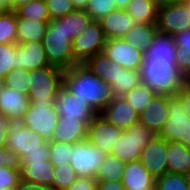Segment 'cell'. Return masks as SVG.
Masks as SVG:
<instances>
[{"label":"cell","instance_id":"obj_51","mask_svg":"<svg viewBox=\"0 0 190 190\" xmlns=\"http://www.w3.org/2000/svg\"><path fill=\"white\" fill-rule=\"evenodd\" d=\"M9 120L0 113V148L5 147Z\"/></svg>","mask_w":190,"mask_h":190},{"label":"cell","instance_id":"obj_55","mask_svg":"<svg viewBox=\"0 0 190 190\" xmlns=\"http://www.w3.org/2000/svg\"><path fill=\"white\" fill-rule=\"evenodd\" d=\"M10 10V0H0V11Z\"/></svg>","mask_w":190,"mask_h":190},{"label":"cell","instance_id":"obj_52","mask_svg":"<svg viewBox=\"0 0 190 190\" xmlns=\"http://www.w3.org/2000/svg\"><path fill=\"white\" fill-rule=\"evenodd\" d=\"M34 0H10V10L15 11L18 7Z\"/></svg>","mask_w":190,"mask_h":190},{"label":"cell","instance_id":"obj_13","mask_svg":"<svg viewBox=\"0 0 190 190\" xmlns=\"http://www.w3.org/2000/svg\"><path fill=\"white\" fill-rule=\"evenodd\" d=\"M58 118L54 105L39 107L31 102L21 123L49 141L53 135Z\"/></svg>","mask_w":190,"mask_h":190},{"label":"cell","instance_id":"obj_56","mask_svg":"<svg viewBox=\"0 0 190 190\" xmlns=\"http://www.w3.org/2000/svg\"><path fill=\"white\" fill-rule=\"evenodd\" d=\"M164 2H169V3H188V4H190V0H165Z\"/></svg>","mask_w":190,"mask_h":190},{"label":"cell","instance_id":"obj_49","mask_svg":"<svg viewBox=\"0 0 190 190\" xmlns=\"http://www.w3.org/2000/svg\"><path fill=\"white\" fill-rule=\"evenodd\" d=\"M16 190H52L50 187L20 179Z\"/></svg>","mask_w":190,"mask_h":190},{"label":"cell","instance_id":"obj_35","mask_svg":"<svg viewBox=\"0 0 190 190\" xmlns=\"http://www.w3.org/2000/svg\"><path fill=\"white\" fill-rule=\"evenodd\" d=\"M17 43V21L13 10L0 11V44Z\"/></svg>","mask_w":190,"mask_h":190},{"label":"cell","instance_id":"obj_25","mask_svg":"<svg viewBox=\"0 0 190 190\" xmlns=\"http://www.w3.org/2000/svg\"><path fill=\"white\" fill-rule=\"evenodd\" d=\"M93 75L100 78V80L108 87L116 79L118 64L111 61L103 52L90 57L84 64H82Z\"/></svg>","mask_w":190,"mask_h":190},{"label":"cell","instance_id":"obj_53","mask_svg":"<svg viewBox=\"0 0 190 190\" xmlns=\"http://www.w3.org/2000/svg\"><path fill=\"white\" fill-rule=\"evenodd\" d=\"M89 0H72L75 10H85Z\"/></svg>","mask_w":190,"mask_h":190},{"label":"cell","instance_id":"obj_34","mask_svg":"<svg viewBox=\"0 0 190 190\" xmlns=\"http://www.w3.org/2000/svg\"><path fill=\"white\" fill-rule=\"evenodd\" d=\"M16 18H25L32 21L50 22L51 18L45 0H34L18 7Z\"/></svg>","mask_w":190,"mask_h":190},{"label":"cell","instance_id":"obj_30","mask_svg":"<svg viewBox=\"0 0 190 190\" xmlns=\"http://www.w3.org/2000/svg\"><path fill=\"white\" fill-rule=\"evenodd\" d=\"M64 24V31L71 42L81 36L94 21L85 10H75L60 17Z\"/></svg>","mask_w":190,"mask_h":190},{"label":"cell","instance_id":"obj_37","mask_svg":"<svg viewBox=\"0 0 190 190\" xmlns=\"http://www.w3.org/2000/svg\"><path fill=\"white\" fill-rule=\"evenodd\" d=\"M155 95V92L151 91L145 85L140 84L127 92L124 98L138 113H140Z\"/></svg>","mask_w":190,"mask_h":190},{"label":"cell","instance_id":"obj_31","mask_svg":"<svg viewBox=\"0 0 190 190\" xmlns=\"http://www.w3.org/2000/svg\"><path fill=\"white\" fill-rule=\"evenodd\" d=\"M17 43L41 42L49 22L32 21L25 18H16Z\"/></svg>","mask_w":190,"mask_h":190},{"label":"cell","instance_id":"obj_33","mask_svg":"<svg viewBox=\"0 0 190 190\" xmlns=\"http://www.w3.org/2000/svg\"><path fill=\"white\" fill-rule=\"evenodd\" d=\"M126 163L112 154H106L102 164L98 168L94 179L97 182L117 181L121 180Z\"/></svg>","mask_w":190,"mask_h":190},{"label":"cell","instance_id":"obj_54","mask_svg":"<svg viewBox=\"0 0 190 190\" xmlns=\"http://www.w3.org/2000/svg\"><path fill=\"white\" fill-rule=\"evenodd\" d=\"M131 0H113L116 9L125 10Z\"/></svg>","mask_w":190,"mask_h":190},{"label":"cell","instance_id":"obj_12","mask_svg":"<svg viewBox=\"0 0 190 190\" xmlns=\"http://www.w3.org/2000/svg\"><path fill=\"white\" fill-rule=\"evenodd\" d=\"M103 53L113 62L125 69L140 71L144 54L135 45L122 38L106 40Z\"/></svg>","mask_w":190,"mask_h":190},{"label":"cell","instance_id":"obj_17","mask_svg":"<svg viewBox=\"0 0 190 190\" xmlns=\"http://www.w3.org/2000/svg\"><path fill=\"white\" fill-rule=\"evenodd\" d=\"M169 95L156 94L139 113L138 121L159 135L168 120Z\"/></svg>","mask_w":190,"mask_h":190},{"label":"cell","instance_id":"obj_28","mask_svg":"<svg viewBox=\"0 0 190 190\" xmlns=\"http://www.w3.org/2000/svg\"><path fill=\"white\" fill-rule=\"evenodd\" d=\"M141 84L140 71L125 69L119 65L116 79L108 87L109 95L113 98L124 97L127 92Z\"/></svg>","mask_w":190,"mask_h":190},{"label":"cell","instance_id":"obj_57","mask_svg":"<svg viewBox=\"0 0 190 190\" xmlns=\"http://www.w3.org/2000/svg\"><path fill=\"white\" fill-rule=\"evenodd\" d=\"M3 78L0 77V89L3 87Z\"/></svg>","mask_w":190,"mask_h":190},{"label":"cell","instance_id":"obj_38","mask_svg":"<svg viewBox=\"0 0 190 190\" xmlns=\"http://www.w3.org/2000/svg\"><path fill=\"white\" fill-rule=\"evenodd\" d=\"M3 84L8 88L15 89L21 94H28L30 88L29 70L14 68L3 79Z\"/></svg>","mask_w":190,"mask_h":190},{"label":"cell","instance_id":"obj_3","mask_svg":"<svg viewBox=\"0 0 190 190\" xmlns=\"http://www.w3.org/2000/svg\"><path fill=\"white\" fill-rule=\"evenodd\" d=\"M47 61L51 66L64 71L79 65L72 52V42L64 31V24L60 20L51 19L46 33L41 41Z\"/></svg>","mask_w":190,"mask_h":190},{"label":"cell","instance_id":"obj_11","mask_svg":"<svg viewBox=\"0 0 190 190\" xmlns=\"http://www.w3.org/2000/svg\"><path fill=\"white\" fill-rule=\"evenodd\" d=\"M106 37L99 21L94 20L88 29L72 41L75 61L82 65L90 57L103 52Z\"/></svg>","mask_w":190,"mask_h":190},{"label":"cell","instance_id":"obj_16","mask_svg":"<svg viewBox=\"0 0 190 190\" xmlns=\"http://www.w3.org/2000/svg\"><path fill=\"white\" fill-rule=\"evenodd\" d=\"M99 114L123 131L138 122L139 119V113L124 97H111Z\"/></svg>","mask_w":190,"mask_h":190},{"label":"cell","instance_id":"obj_26","mask_svg":"<svg viewBox=\"0 0 190 190\" xmlns=\"http://www.w3.org/2000/svg\"><path fill=\"white\" fill-rule=\"evenodd\" d=\"M176 45L173 37L157 33L145 56L151 61H168L176 65Z\"/></svg>","mask_w":190,"mask_h":190},{"label":"cell","instance_id":"obj_5","mask_svg":"<svg viewBox=\"0 0 190 190\" xmlns=\"http://www.w3.org/2000/svg\"><path fill=\"white\" fill-rule=\"evenodd\" d=\"M155 135L138 121L122 132L111 154L124 163L139 161L142 149Z\"/></svg>","mask_w":190,"mask_h":190},{"label":"cell","instance_id":"obj_32","mask_svg":"<svg viewBox=\"0 0 190 190\" xmlns=\"http://www.w3.org/2000/svg\"><path fill=\"white\" fill-rule=\"evenodd\" d=\"M173 37L176 45V67L186 79L190 78V28Z\"/></svg>","mask_w":190,"mask_h":190},{"label":"cell","instance_id":"obj_45","mask_svg":"<svg viewBox=\"0 0 190 190\" xmlns=\"http://www.w3.org/2000/svg\"><path fill=\"white\" fill-rule=\"evenodd\" d=\"M0 166L21 169V157L5 147L0 148Z\"/></svg>","mask_w":190,"mask_h":190},{"label":"cell","instance_id":"obj_19","mask_svg":"<svg viewBox=\"0 0 190 190\" xmlns=\"http://www.w3.org/2000/svg\"><path fill=\"white\" fill-rule=\"evenodd\" d=\"M17 57L16 69L35 70L51 66L41 42L17 43Z\"/></svg>","mask_w":190,"mask_h":190},{"label":"cell","instance_id":"obj_29","mask_svg":"<svg viewBox=\"0 0 190 190\" xmlns=\"http://www.w3.org/2000/svg\"><path fill=\"white\" fill-rule=\"evenodd\" d=\"M157 33V25L136 24L122 37V40L135 45L145 55Z\"/></svg>","mask_w":190,"mask_h":190},{"label":"cell","instance_id":"obj_48","mask_svg":"<svg viewBox=\"0 0 190 190\" xmlns=\"http://www.w3.org/2000/svg\"><path fill=\"white\" fill-rule=\"evenodd\" d=\"M184 103L185 111L190 117V80L186 79L184 85L177 94Z\"/></svg>","mask_w":190,"mask_h":190},{"label":"cell","instance_id":"obj_58","mask_svg":"<svg viewBox=\"0 0 190 190\" xmlns=\"http://www.w3.org/2000/svg\"><path fill=\"white\" fill-rule=\"evenodd\" d=\"M1 190H16V187H10V188H5V189H1Z\"/></svg>","mask_w":190,"mask_h":190},{"label":"cell","instance_id":"obj_40","mask_svg":"<svg viewBox=\"0 0 190 190\" xmlns=\"http://www.w3.org/2000/svg\"><path fill=\"white\" fill-rule=\"evenodd\" d=\"M72 148L70 143L49 141V161L53 166L70 163Z\"/></svg>","mask_w":190,"mask_h":190},{"label":"cell","instance_id":"obj_4","mask_svg":"<svg viewBox=\"0 0 190 190\" xmlns=\"http://www.w3.org/2000/svg\"><path fill=\"white\" fill-rule=\"evenodd\" d=\"M64 70L55 66H45L29 70L28 97L37 105H55L59 89L64 85Z\"/></svg>","mask_w":190,"mask_h":190},{"label":"cell","instance_id":"obj_7","mask_svg":"<svg viewBox=\"0 0 190 190\" xmlns=\"http://www.w3.org/2000/svg\"><path fill=\"white\" fill-rule=\"evenodd\" d=\"M49 141L21 122H9L5 148L14 151L21 158L34 150H44Z\"/></svg>","mask_w":190,"mask_h":190},{"label":"cell","instance_id":"obj_21","mask_svg":"<svg viewBox=\"0 0 190 190\" xmlns=\"http://www.w3.org/2000/svg\"><path fill=\"white\" fill-rule=\"evenodd\" d=\"M106 39L122 38L137 23L126 10L116 9L99 20Z\"/></svg>","mask_w":190,"mask_h":190},{"label":"cell","instance_id":"obj_20","mask_svg":"<svg viewBox=\"0 0 190 190\" xmlns=\"http://www.w3.org/2000/svg\"><path fill=\"white\" fill-rule=\"evenodd\" d=\"M87 124L81 120L58 118L49 141L75 144L87 139Z\"/></svg>","mask_w":190,"mask_h":190},{"label":"cell","instance_id":"obj_18","mask_svg":"<svg viewBox=\"0 0 190 190\" xmlns=\"http://www.w3.org/2000/svg\"><path fill=\"white\" fill-rule=\"evenodd\" d=\"M28 94H21L15 89L3 85L0 89V113L9 122H21L30 106Z\"/></svg>","mask_w":190,"mask_h":190},{"label":"cell","instance_id":"obj_59","mask_svg":"<svg viewBox=\"0 0 190 190\" xmlns=\"http://www.w3.org/2000/svg\"><path fill=\"white\" fill-rule=\"evenodd\" d=\"M146 1H149V2H161L160 0H146Z\"/></svg>","mask_w":190,"mask_h":190},{"label":"cell","instance_id":"obj_39","mask_svg":"<svg viewBox=\"0 0 190 190\" xmlns=\"http://www.w3.org/2000/svg\"><path fill=\"white\" fill-rule=\"evenodd\" d=\"M17 43L0 44V77L6 75L17 65Z\"/></svg>","mask_w":190,"mask_h":190},{"label":"cell","instance_id":"obj_44","mask_svg":"<svg viewBox=\"0 0 190 190\" xmlns=\"http://www.w3.org/2000/svg\"><path fill=\"white\" fill-rule=\"evenodd\" d=\"M20 179V170L0 166V190L16 187Z\"/></svg>","mask_w":190,"mask_h":190},{"label":"cell","instance_id":"obj_15","mask_svg":"<svg viewBox=\"0 0 190 190\" xmlns=\"http://www.w3.org/2000/svg\"><path fill=\"white\" fill-rule=\"evenodd\" d=\"M166 155L167 141L159 135H155L142 149L139 161L157 179L168 172Z\"/></svg>","mask_w":190,"mask_h":190},{"label":"cell","instance_id":"obj_6","mask_svg":"<svg viewBox=\"0 0 190 190\" xmlns=\"http://www.w3.org/2000/svg\"><path fill=\"white\" fill-rule=\"evenodd\" d=\"M168 120L159 136L169 142H181L190 147V117L181 98L169 95Z\"/></svg>","mask_w":190,"mask_h":190},{"label":"cell","instance_id":"obj_22","mask_svg":"<svg viewBox=\"0 0 190 190\" xmlns=\"http://www.w3.org/2000/svg\"><path fill=\"white\" fill-rule=\"evenodd\" d=\"M121 182L125 190L155 188V178L146 170L140 161L126 163Z\"/></svg>","mask_w":190,"mask_h":190},{"label":"cell","instance_id":"obj_10","mask_svg":"<svg viewBox=\"0 0 190 190\" xmlns=\"http://www.w3.org/2000/svg\"><path fill=\"white\" fill-rule=\"evenodd\" d=\"M54 106L59 118L81 120L87 125L98 114L87 102L74 95L64 85L58 91Z\"/></svg>","mask_w":190,"mask_h":190},{"label":"cell","instance_id":"obj_1","mask_svg":"<svg viewBox=\"0 0 190 190\" xmlns=\"http://www.w3.org/2000/svg\"><path fill=\"white\" fill-rule=\"evenodd\" d=\"M64 86L87 102L97 113L102 111L111 98L108 86L83 65L74 66L64 72Z\"/></svg>","mask_w":190,"mask_h":190},{"label":"cell","instance_id":"obj_8","mask_svg":"<svg viewBox=\"0 0 190 190\" xmlns=\"http://www.w3.org/2000/svg\"><path fill=\"white\" fill-rule=\"evenodd\" d=\"M157 30L174 36L190 28V4L162 2L158 9Z\"/></svg>","mask_w":190,"mask_h":190},{"label":"cell","instance_id":"obj_9","mask_svg":"<svg viewBox=\"0 0 190 190\" xmlns=\"http://www.w3.org/2000/svg\"><path fill=\"white\" fill-rule=\"evenodd\" d=\"M105 153L87 140L73 144L70 165L77 177L94 178Z\"/></svg>","mask_w":190,"mask_h":190},{"label":"cell","instance_id":"obj_23","mask_svg":"<svg viewBox=\"0 0 190 190\" xmlns=\"http://www.w3.org/2000/svg\"><path fill=\"white\" fill-rule=\"evenodd\" d=\"M21 179L50 187L53 190L54 166L50 161H21Z\"/></svg>","mask_w":190,"mask_h":190},{"label":"cell","instance_id":"obj_41","mask_svg":"<svg viewBox=\"0 0 190 190\" xmlns=\"http://www.w3.org/2000/svg\"><path fill=\"white\" fill-rule=\"evenodd\" d=\"M77 179L70 163L54 166L53 190H65Z\"/></svg>","mask_w":190,"mask_h":190},{"label":"cell","instance_id":"obj_43","mask_svg":"<svg viewBox=\"0 0 190 190\" xmlns=\"http://www.w3.org/2000/svg\"><path fill=\"white\" fill-rule=\"evenodd\" d=\"M51 19H57L75 11L72 0H45Z\"/></svg>","mask_w":190,"mask_h":190},{"label":"cell","instance_id":"obj_60","mask_svg":"<svg viewBox=\"0 0 190 190\" xmlns=\"http://www.w3.org/2000/svg\"><path fill=\"white\" fill-rule=\"evenodd\" d=\"M142 190H155V188H143Z\"/></svg>","mask_w":190,"mask_h":190},{"label":"cell","instance_id":"obj_47","mask_svg":"<svg viewBox=\"0 0 190 190\" xmlns=\"http://www.w3.org/2000/svg\"><path fill=\"white\" fill-rule=\"evenodd\" d=\"M21 161H30V162H44L49 161V145L44 150H34L27 152L22 158Z\"/></svg>","mask_w":190,"mask_h":190},{"label":"cell","instance_id":"obj_14","mask_svg":"<svg viewBox=\"0 0 190 190\" xmlns=\"http://www.w3.org/2000/svg\"><path fill=\"white\" fill-rule=\"evenodd\" d=\"M122 132V129L117 128L98 113L87 126L86 140L99 147L105 154H111Z\"/></svg>","mask_w":190,"mask_h":190},{"label":"cell","instance_id":"obj_27","mask_svg":"<svg viewBox=\"0 0 190 190\" xmlns=\"http://www.w3.org/2000/svg\"><path fill=\"white\" fill-rule=\"evenodd\" d=\"M161 3L131 0L125 10L137 24L156 25L158 9Z\"/></svg>","mask_w":190,"mask_h":190},{"label":"cell","instance_id":"obj_2","mask_svg":"<svg viewBox=\"0 0 190 190\" xmlns=\"http://www.w3.org/2000/svg\"><path fill=\"white\" fill-rule=\"evenodd\" d=\"M141 84L156 94L176 96L186 78L168 61H151L145 55L140 68Z\"/></svg>","mask_w":190,"mask_h":190},{"label":"cell","instance_id":"obj_36","mask_svg":"<svg viewBox=\"0 0 190 190\" xmlns=\"http://www.w3.org/2000/svg\"><path fill=\"white\" fill-rule=\"evenodd\" d=\"M155 190H190L189 175L167 172L155 179Z\"/></svg>","mask_w":190,"mask_h":190},{"label":"cell","instance_id":"obj_42","mask_svg":"<svg viewBox=\"0 0 190 190\" xmlns=\"http://www.w3.org/2000/svg\"><path fill=\"white\" fill-rule=\"evenodd\" d=\"M116 10L113 0H89L85 11L96 21Z\"/></svg>","mask_w":190,"mask_h":190},{"label":"cell","instance_id":"obj_24","mask_svg":"<svg viewBox=\"0 0 190 190\" xmlns=\"http://www.w3.org/2000/svg\"><path fill=\"white\" fill-rule=\"evenodd\" d=\"M168 172L190 174V147L181 142L167 141Z\"/></svg>","mask_w":190,"mask_h":190},{"label":"cell","instance_id":"obj_50","mask_svg":"<svg viewBox=\"0 0 190 190\" xmlns=\"http://www.w3.org/2000/svg\"><path fill=\"white\" fill-rule=\"evenodd\" d=\"M96 190H125L121 180L97 182Z\"/></svg>","mask_w":190,"mask_h":190},{"label":"cell","instance_id":"obj_46","mask_svg":"<svg viewBox=\"0 0 190 190\" xmlns=\"http://www.w3.org/2000/svg\"><path fill=\"white\" fill-rule=\"evenodd\" d=\"M96 183L94 178L77 177L76 181L65 190H96Z\"/></svg>","mask_w":190,"mask_h":190}]
</instances>
